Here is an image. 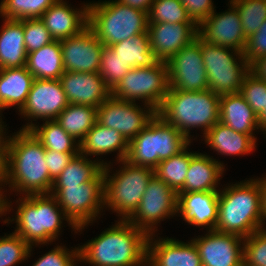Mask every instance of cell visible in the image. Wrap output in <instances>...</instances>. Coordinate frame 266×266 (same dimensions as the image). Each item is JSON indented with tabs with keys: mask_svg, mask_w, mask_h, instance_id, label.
Masks as SVG:
<instances>
[{
	"mask_svg": "<svg viewBox=\"0 0 266 266\" xmlns=\"http://www.w3.org/2000/svg\"><path fill=\"white\" fill-rule=\"evenodd\" d=\"M90 160L87 156L78 154L72 158L67 167L54 180L53 186L81 185L95 179L102 171L107 162L103 159Z\"/></svg>",
	"mask_w": 266,
	"mask_h": 266,
	"instance_id": "1f68e13d",
	"label": "cell"
},
{
	"mask_svg": "<svg viewBox=\"0 0 266 266\" xmlns=\"http://www.w3.org/2000/svg\"><path fill=\"white\" fill-rule=\"evenodd\" d=\"M57 0H2L0 15L6 19H36Z\"/></svg>",
	"mask_w": 266,
	"mask_h": 266,
	"instance_id": "8d00e7d4",
	"label": "cell"
},
{
	"mask_svg": "<svg viewBox=\"0 0 266 266\" xmlns=\"http://www.w3.org/2000/svg\"><path fill=\"white\" fill-rule=\"evenodd\" d=\"M0 29V69L26 66L23 19H6Z\"/></svg>",
	"mask_w": 266,
	"mask_h": 266,
	"instance_id": "83f0119b",
	"label": "cell"
},
{
	"mask_svg": "<svg viewBox=\"0 0 266 266\" xmlns=\"http://www.w3.org/2000/svg\"><path fill=\"white\" fill-rule=\"evenodd\" d=\"M199 236L192 240L203 266H243V237L216 230Z\"/></svg>",
	"mask_w": 266,
	"mask_h": 266,
	"instance_id": "e0dca14e",
	"label": "cell"
},
{
	"mask_svg": "<svg viewBox=\"0 0 266 266\" xmlns=\"http://www.w3.org/2000/svg\"><path fill=\"white\" fill-rule=\"evenodd\" d=\"M18 203V204H17ZM15 218H6L3 223H16L14 233L19 235L30 246L49 245L55 242L67 221L76 233L77 227L65 215L52 194H30L16 200Z\"/></svg>",
	"mask_w": 266,
	"mask_h": 266,
	"instance_id": "3957f363",
	"label": "cell"
},
{
	"mask_svg": "<svg viewBox=\"0 0 266 266\" xmlns=\"http://www.w3.org/2000/svg\"><path fill=\"white\" fill-rule=\"evenodd\" d=\"M148 23H194L180 0H154Z\"/></svg>",
	"mask_w": 266,
	"mask_h": 266,
	"instance_id": "f35d334b",
	"label": "cell"
},
{
	"mask_svg": "<svg viewBox=\"0 0 266 266\" xmlns=\"http://www.w3.org/2000/svg\"><path fill=\"white\" fill-rule=\"evenodd\" d=\"M218 194L216 231L248 237L264 226L260 189L256 179L227 184Z\"/></svg>",
	"mask_w": 266,
	"mask_h": 266,
	"instance_id": "277c9868",
	"label": "cell"
},
{
	"mask_svg": "<svg viewBox=\"0 0 266 266\" xmlns=\"http://www.w3.org/2000/svg\"><path fill=\"white\" fill-rule=\"evenodd\" d=\"M258 123L260 131L266 133V110L262 111V113L258 116Z\"/></svg>",
	"mask_w": 266,
	"mask_h": 266,
	"instance_id": "11a10c76",
	"label": "cell"
},
{
	"mask_svg": "<svg viewBox=\"0 0 266 266\" xmlns=\"http://www.w3.org/2000/svg\"><path fill=\"white\" fill-rule=\"evenodd\" d=\"M24 41L27 53L39 50L54 41L40 18L23 19Z\"/></svg>",
	"mask_w": 266,
	"mask_h": 266,
	"instance_id": "ee69618b",
	"label": "cell"
},
{
	"mask_svg": "<svg viewBox=\"0 0 266 266\" xmlns=\"http://www.w3.org/2000/svg\"><path fill=\"white\" fill-rule=\"evenodd\" d=\"M253 109L257 117L266 110V81L249 71L242 82L239 92Z\"/></svg>",
	"mask_w": 266,
	"mask_h": 266,
	"instance_id": "b9f144b4",
	"label": "cell"
},
{
	"mask_svg": "<svg viewBox=\"0 0 266 266\" xmlns=\"http://www.w3.org/2000/svg\"><path fill=\"white\" fill-rule=\"evenodd\" d=\"M220 97L209 89L195 92L169 89L157 114L191 141L192 128H201L204 135L219 122Z\"/></svg>",
	"mask_w": 266,
	"mask_h": 266,
	"instance_id": "5b68a950",
	"label": "cell"
},
{
	"mask_svg": "<svg viewBox=\"0 0 266 266\" xmlns=\"http://www.w3.org/2000/svg\"><path fill=\"white\" fill-rule=\"evenodd\" d=\"M120 4L149 13L154 0H116Z\"/></svg>",
	"mask_w": 266,
	"mask_h": 266,
	"instance_id": "f907efd6",
	"label": "cell"
},
{
	"mask_svg": "<svg viewBox=\"0 0 266 266\" xmlns=\"http://www.w3.org/2000/svg\"><path fill=\"white\" fill-rule=\"evenodd\" d=\"M191 141L178 129L167 123L159 114L154 117V145L158 154V164L171 156L177 155Z\"/></svg>",
	"mask_w": 266,
	"mask_h": 266,
	"instance_id": "836d02e7",
	"label": "cell"
},
{
	"mask_svg": "<svg viewBox=\"0 0 266 266\" xmlns=\"http://www.w3.org/2000/svg\"><path fill=\"white\" fill-rule=\"evenodd\" d=\"M110 47L133 68L151 67L158 61L151 50L148 31L117 42Z\"/></svg>",
	"mask_w": 266,
	"mask_h": 266,
	"instance_id": "d6a6232c",
	"label": "cell"
},
{
	"mask_svg": "<svg viewBox=\"0 0 266 266\" xmlns=\"http://www.w3.org/2000/svg\"><path fill=\"white\" fill-rule=\"evenodd\" d=\"M78 154L79 153H63L45 149V162L51 179L53 181L57 179L72 158Z\"/></svg>",
	"mask_w": 266,
	"mask_h": 266,
	"instance_id": "c3c4849f",
	"label": "cell"
},
{
	"mask_svg": "<svg viewBox=\"0 0 266 266\" xmlns=\"http://www.w3.org/2000/svg\"><path fill=\"white\" fill-rule=\"evenodd\" d=\"M240 14L244 36L254 35L266 20V0H229Z\"/></svg>",
	"mask_w": 266,
	"mask_h": 266,
	"instance_id": "74e56055",
	"label": "cell"
},
{
	"mask_svg": "<svg viewBox=\"0 0 266 266\" xmlns=\"http://www.w3.org/2000/svg\"><path fill=\"white\" fill-rule=\"evenodd\" d=\"M243 55L249 65L266 55V20L254 35L247 38Z\"/></svg>",
	"mask_w": 266,
	"mask_h": 266,
	"instance_id": "bcb514c9",
	"label": "cell"
},
{
	"mask_svg": "<svg viewBox=\"0 0 266 266\" xmlns=\"http://www.w3.org/2000/svg\"><path fill=\"white\" fill-rule=\"evenodd\" d=\"M219 108V122L257 140L254 130L260 129L258 117L240 93L222 95Z\"/></svg>",
	"mask_w": 266,
	"mask_h": 266,
	"instance_id": "d4e9b609",
	"label": "cell"
},
{
	"mask_svg": "<svg viewBox=\"0 0 266 266\" xmlns=\"http://www.w3.org/2000/svg\"><path fill=\"white\" fill-rule=\"evenodd\" d=\"M70 5L64 0H57L40 18L54 40L78 35L88 26L89 3H83L76 9Z\"/></svg>",
	"mask_w": 266,
	"mask_h": 266,
	"instance_id": "44dd1931",
	"label": "cell"
},
{
	"mask_svg": "<svg viewBox=\"0 0 266 266\" xmlns=\"http://www.w3.org/2000/svg\"><path fill=\"white\" fill-rule=\"evenodd\" d=\"M243 266H266V228L244 238Z\"/></svg>",
	"mask_w": 266,
	"mask_h": 266,
	"instance_id": "7bdbcfd3",
	"label": "cell"
},
{
	"mask_svg": "<svg viewBox=\"0 0 266 266\" xmlns=\"http://www.w3.org/2000/svg\"><path fill=\"white\" fill-rule=\"evenodd\" d=\"M250 71L261 80L266 81V55L250 65Z\"/></svg>",
	"mask_w": 266,
	"mask_h": 266,
	"instance_id": "816d5d0a",
	"label": "cell"
},
{
	"mask_svg": "<svg viewBox=\"0 0 266 266\" xmlns=\"http://www.w3.org/2000/svg\"><path fill=\"white\" fill-rule=\"evenodd\" d=\"M191 20L199 26L215 10L212 0H180Z\"/></svg>",
	"mask_w": 266,
	"mask_h": 266,
	"instance_id": "7dc6e473",
	"label": "cell"
},
{
	"mask_svg": "<svg viewBox=\"0 0 266 266\" xmlns=\"http://www.w3.org/2000/svg\"><path fill=\"white\" fill-rule=\"evenodd\" d=\"M26 68L36 79H60L65 72L60 41L54 40L37 51L27 53Z\"/></svg>",
	"mask_w": 266,
	"mask_h": 266,
	"instance_id": "f1b7e54d",
	"label": "cell"
},
{
	"mask_svg": "<svg viewBox=\"0 0 266 266\" xmlns=\"http://www.w3.org/2000/svg\"><path fill=\"white\" fill-rule=\"evenodd\" d=\"M219 191L177 193V214L197 227L214 230L218 220Z\"/></svg>",
	"mask_w": 266,
	"mask_h": 266,
	"instance_id": "7402d4cb",
	"label": "cell"
},
{
	"mask_svg": "<svg viewBox=\"0 0 266 266\" xmlns=\"http://www.w3.org/2000/svg\"><path fill=\"white\" fill-rule=\"evenodd\" d=\"M1 117V116H0ZM6 127L0 118V186H3L5 176V160H6ZM5 131V132H4Z\"/></svg>",
	"mask_w": 266,
	"mask_h": 266,
	"instance_id": "681fc988",
	"label": "cell"
},
{
	"mask_svg": "<svg viewBox=\"0 0 266 266\" xmlns=\"http://www.w3.org/2000/svg\"><path fill=\"white\" fill-rule=\"evenodd\" d=\"M201 53L208 89L220 96L239 93L243 79L250 71V65L243 52L207 43L201 39Z\"/></svg>",
	"mask_w": 266,
	"mask_h": 266,
	"instance_id": "ba28073f",
	"label": "cell"
},
{
	"mask_svg": "<svg viewBox=\"0 0 266 266\" xmlns=\"http://www.w3.org/2000/svg\"><path fill=\"white\" fill-rule=\"evenodd\" d=\"M29 131L47 150L80 153V143L69 135L56 120H45V123L40 126L34 124Z\"/></svg>",
	"mask_w": 266,
	"mask_h": 266,
	"instance_id": "4dcf8cb0",
	"label": "cell"
},
{
	"mask_svg": "<svg viewBox=\"0 0 266 266\" xmlns=\"http://www.w3.org/2000/svg\"><path fill=\"white\" fill-rule=\"evenodd\" d=\"M53 180L45 162V148L29 130L7 136L3 187L26 196L50 194ZM6 185V186H5Z\"/></svg>",
	"mask_w": 266,
	"mask_h": 266,
	"instance_id": "6da1fadb",
	"label": "cell"
},
{
	"mask_svg": "<svg viewBox=\"0 0 266 266\" xmlns=\"http://www.w3.org/2000/svg\"><path fill=\"white\" fill-rule=\"evenodd\" d=\"M60 46L65 71L99 73L104 45L89 26L78 35L61 40Z\"/></svg>",
	"mask_w": 266,
	"mask_h": 266,
	"instance_id": "2e32d148",
	"label": "cell"
},
{
	"mask_svg": "<svg viewBox=\"0 0 266 266\" xmlns=\"http://www.w3.org/2000/svg\"><path fill=\"white\" fill-rule=\"evenodd\" d=\"M35 78L26 66L0 69V115L12 106L18 112L25 105ZM2 110V111H1Z\"/></svg>",
	"mask_w": 266,
	"mask_h": 266,
	"instance_id": "cb8c5ba5",
	"label": "cell"
},
{
	"mask_svg": "<svg viewBox=\"0 0 266 266\" xmlns=\"http://www.w3.org/2000/svg\"><path fill=\"white\" fill-rule=\"evenodd\" d=\"M50 194L77 227L76 234L82 232V229L101 216L104 209V171L81 185L52 186Z\"/></svg>",
	"mask_w": 266,
	"mask_h": 266,
	"instance_id": "9c48e42d",
	"label": "cell"
},
{
	"mask_svg": "<svg viewBox=\"0 0 266 266\" xmlns=\"http://www.w3.org/2000/svg\"><path fill=\"white\" fill-rule=\"evenodd\" d=\"M191 142L177 155L162 160L154 169V175L178 193L184 186L190 159L197 152H190ZM189 149V151L187 150Z\"/></svg>",
	"mask_w": 266,
	"mask_h": 266,
	"instance_id": "e575fe53",
	"label": "cell"
},
{
	"mask_svg": "<svg viewBox=\"0 0 266 266\" xmlns=\"http://www.w3.org/2000/svg\"><path fill=\"white\" fill-rule=\"evenodd\" d=\"M229 9L214 12L198 26V36L207 43L244 52L247 39L236 6L230 1Z\"/></svg>",
	"mask_w": 266,
	"mask_h": 266,
	"instance_id": "9a60e30c",
	"label": "cell"
},
{
	"mask_svg": "<svg viewBox=\"0 0 266 266\" xmlns=\"http://www.w3.org/2000/svg\"><path fill=\"white\" fill-rule=\"evenodd\" d=\"M225 165L212 156L196 153L191 159L183 188L178 193L210 192L217 189Z\"/></svg>",
	"mask_w": 266,
	"mask_h": 266,
	"instance_id": "603a6c76",
	"label": "cell"
},
{
	"mask_svg": "<svg viewBox=\"0 0 266 266\" xmlns=\"http://www.w3.org/2000/svg\"><path fill=\"white\" fill-rule=\"evenodd\" d=\"M166 63L169 89L190 92L208 90L199 36L174 54Z\"/></svg>",
	"mask_w": 266,
	"mask_h": 266,
	"instance_id": "4fadbf2b",
	"label": "cell"
},
{
	"mask_svg": "<svg viewBox=\"0 0 266 266\" xmlns=\"http://www.w3.org/2000/svg\"><path fill=\"white\" fill-rule=\"evenodd\" d=\"M59 80L71 104L98 108L111 96V90L99 73L65 71Z\"/></svg>",
	"mask_w": 266,
	"mask_h": 266,
	"instance_id": "ffe728a7",
	"label": "cell"
},
{
	"mask_svg": "<svg viewBox=\"0 0 266 266\" xmlns=\"http://www.w3.org/2000/svg\"><path fill=\"white\" fill-rule=\"evenodd\" d=\"M0 237V266H16L31 256L30 246L19 235L12 232Z\"/></svg>",
	"mask_w": 266,
	"mask_h": 266,
	"instance_id": "60d3db41",
	"label": "cell"
},
{
	"mask_svg": "<svg viewBox=\"0 0 266 266\" xmlns=\"http://www.w3.org/2000/svg\"><path fill=\"white\" fill-rule=\"evenodd\" d=\"M143 106L141 108L135 102L110 96L97 108V122L104 127L115 129L129 143L157 114V110L152 106Z\"/></svg>",
	"mask_w": 266,
	"mask_h": 266,
	"instance_id": "7c38bea8",
	"label": "cell"
},
{
	"mask_svg": "<svg viewBox=\"0 0 266 266\" xmlns=\"http://www.w3.org/2000/svg\"><path fill=\"white\" fill-rule=\"evenodd\" d=\"M155 237L152 234L148 238L147 266H202L199 251L192 239L182 242L169 237Z\"/></svg>",
	"mask_w": 266,
	"mask_h": 266,
	"instance_id": "d6986e66",
	"label": "cell"
},
{
	"mask_svg": "<svg viewBox=\"0 0 266 266\" xmlns=\"http://www.w3.org/2000/svg\"><path fill=\"white\" fill-rule=\"evenodd\" d=\"M88 26L104 46L148 31V13L116 0L89 3Z\"/></svg>",
	"mask_w": 266,
	"mask_h": 266,
	"instance_id": "52a82bcc",
	"label": "cell"
},
{
	"mask_svg": "<svg viewBox=\"0 0 266 266\" xmlns=\"http://www.w3.org/2000/svg\"><path fill=\"white\" fill-rule=\"evenodd\" d=\"M151 50L158 61L167 62L198 36L195 23H148Z\"/></svg>",
	"mask_w": 266,
	"mask_h": 266,
	"instance_id": "ac0fdd59",
	"label": "cell"
},
{
	"mask_svg": "<svg viewBox=\"0 0 266 266\" xmlns=\"http://www.w3.org/2000/svg\"><path fill=\"white\" fill-rule=\"evenodd\" d=\"M3 186H0V218L6 214L7 212L10 213L12 208V201H8L7 196L4 194L5 191H3ZM11 206V207H10Z\"/></svg>",
	"mask_w": 266,
	"mask_h": 266,
	"instance_id": "db71d44e",
	"label": "cell"
},
{
	"mask_svg": "<svg viewBox=\"0 0 266 266\" xmlns=\"http://www.w3.org/2000/svg\"><path fill=\"white\" fill-rule=\"evenodd\" d=\"M256 180L260 189L261 208L263 213L264 225H266V175L262 178L256 177Z\"/></svg>",
	"mask_w": 266,
	"mask_h": 266,
	"instance_id": "f5cc1de1",
	"label": "cell"
},
{
	"mask_svg": "<svg viewBox=\"0 0 266 266\" xmlns=\"http://www.w3.org/2000/svg\"><path fill=\"white\" fill-rule=\"evenodd\" d=\"M202 136L204 142L219 155L244 156L257 148L254 136L236 132L221 122L216 123Z\"/></svg>",
	"mask_w": 266,
	"mask_h": 266,
	"instance_id": "484cf974",
	"label": "cell"
},
{
	"mask_svg": "<svg viewBox=\"0 0 266 266\" xmlns=\"http://www.w3.org/2000/svg\"><path fill=\"white\" fill-rule=\"evenodd\" d=\"M177 193L155 175L147 184L140 204L128 221L148 235L155 234L158 223L177 216Z\"/></svg>",
	"mask_w": 266,
	"mask_h": 266,
	"instance_id": "8fae6325",
	"label": "cell"
},
{
	"mask_svg": "<svg viewBox=\"0 0 266 266\" xmlns=\"http://www.w3.org/2000/svg\"><path fill=\"white\" fill-rule=\"evenodd\" d=\"M69 105L59 79L34 80L25 105L19 111L21 117L29 119L20 130H29L38 119L55 120L56 117ZM33 119V120H32Z\"/></svg>",
	"mask_w": 266,
	"mask_h": 266,
	"instance_id": "5bb4252c",
	"label": "cell"
},
{
	"mask_svg": "<svg viewBox=\"0 0 266 266\" xmlns=\"http://www.w3.org/2000/svg\"><path fill=\"white\" fill-rule=\"evenodd\" d=\"M55 120L80 143L97 122V108L69 103Z\"/></svg>",
	"mask_w": 266,
	"mask_h": 266,
	"instance_id": "f546056e",
	"label": "cell"
},
{
	"mask_svg": "<svg viewBox=\"0 0 266 266\" xmlns=\"http://www.w3.org/2000/svg\"><path fill=\"white\" fill-rule=\"evenodd\" d=\"M115 222L98 237L78 246V261L91 266H147L149 235L128 220Z\"/></svg>",
	"mask_w": 266,
	"mask_h": 266,
	"instance_id": "7a4b0ae2",
	"label": "cell"
},
{
	"mask_svg": "<svg viewBox=\"0 0 266 266\" xmlns=\"http://www.w3.org/2000/svg\"><path fill=\"white\" fill-rule=\"evenodd\" d=\"M118 163L122 166L111 175V162L103 168L104 208L116 212L120 216L119 220H128L137 210L147 184L154 176V170L131 165L126 160Z\"/></svg>",
	"mask_w": 266,
	"mask_h": 266,
	"instance_id": "8992f818",
	"label": "cell"
},
{
	"mask_svg": "<svg viewBox=\"0 0 266 266\" xmlns=\"http://www.w3.org/2000/svg\"><path fill=\"white\" fill-rule=\"evenodd\" d=\"M131 68L133 67L126 63L110 46L103 47L99 74L110 90L117 85Z\"/></svg>",
	"mask_w": 266,
	"mask_h": 266,
	"instance_id": "ab89813d",
	"label": "cell"
},
{
	"mask_svg": "<svg viewBox=\"0 0 266 266\" xmlns=\"http://www.w3.org/2000/svg\"><path fill=\"white\" fill-rule=\"evenodd\" d=\"M169 90L167 63L157 61L151 67L131 68L111 90V96L152 106L157 111Z\"/></svg>",
	"mask_w": 266,
	"mask_h": 266,
	"instance_id": "30bf717a",
	"label": "cell"
},
{
	"mask_svg": "<svg viewBox=\"0 0 266 266\" xmlns=\"http://www.w3.org/2000/svg\"><path fill=\"white\" fill-rule=\"evenodd\" d=\"M78 259L79 247L70 250L66 246L57 245L38 258L32 266H76Z\"/></svg>",
	"mask_w": 266,
	"mask_h": 266,
	"instance_id": "f6af8a7d",
	"label": "cell"
},
{
	"mask_svg": "<svg viewBox=\"0 0 266 266\" xmlns=\"http://www.w3.org/2000/svg\"><path fill=\"white\" fill-rule=\"evenodd\" d=\"M112 152L118 153L117 162L125 160L128 154V142L115 129L104 127L96 122L80 142V154L89 157Z\"/></svg>",
	"mask_w": 266,
	"mask_h": 266,
	"instance_id": "4316f807",
	"label": "cell"
},
{
	"mask_svg": "<svg viewBox=\"0 0 266 266\" xmlns=\"http://www.w3.org/2000/svg\"><path fill=\"white\" fill-rule=\"evenodd\" d=\"M125 160L134 166L149 167L153 170L157 167L158 154H155L154 118L128 143V154Z\"/></svg>",
	"mask_w": 266,
	"mask_h": 266,
	"instance_id": "d590c367",
	"label": "cell"
}]
</instances>
